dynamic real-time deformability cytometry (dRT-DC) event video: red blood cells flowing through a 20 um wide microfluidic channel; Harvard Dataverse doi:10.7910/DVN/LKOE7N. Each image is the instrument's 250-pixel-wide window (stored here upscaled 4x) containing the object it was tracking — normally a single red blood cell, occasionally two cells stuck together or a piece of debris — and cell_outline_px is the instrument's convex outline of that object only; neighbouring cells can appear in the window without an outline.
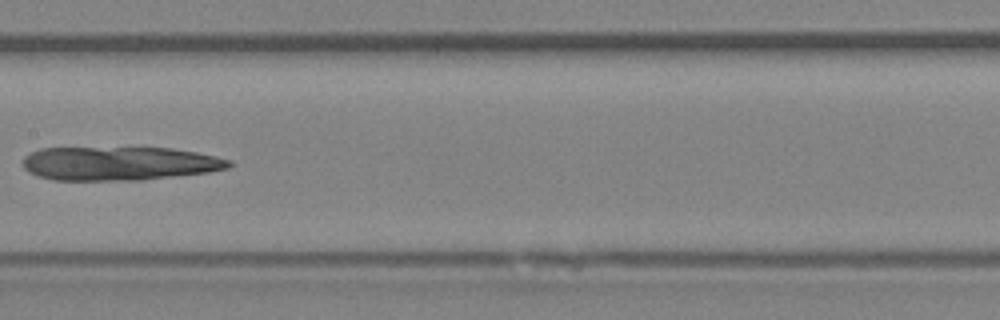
{"species": "Egyptian fruit bat (a non-hibernating species)", "species_latin": "Rousettus aegyptiacus", "temperature_condition": "room temperature", "stored_images_in_passage": 7, "camera_frame_rate_fps": 3000, "um_per_image_px": 0.085, "animal": {"sex": "female"}, "frame": {"image": 1, "passage_image": 7, "time_ms": 7.0, "image_size_px": [1000, 320], "cell_outline_px": [[232, 164], [228, 168], [208, 172], [144, 180], [52, 180], [28, 172], [24, 168], [24, 156], [40, 148], [172, 148], [196, 152], [216, 156], [232, 160]], "centroid_in_image_um": [10.16, 13.9], "position_along_channel_um": 197.2, "area_um2": 40.58}}